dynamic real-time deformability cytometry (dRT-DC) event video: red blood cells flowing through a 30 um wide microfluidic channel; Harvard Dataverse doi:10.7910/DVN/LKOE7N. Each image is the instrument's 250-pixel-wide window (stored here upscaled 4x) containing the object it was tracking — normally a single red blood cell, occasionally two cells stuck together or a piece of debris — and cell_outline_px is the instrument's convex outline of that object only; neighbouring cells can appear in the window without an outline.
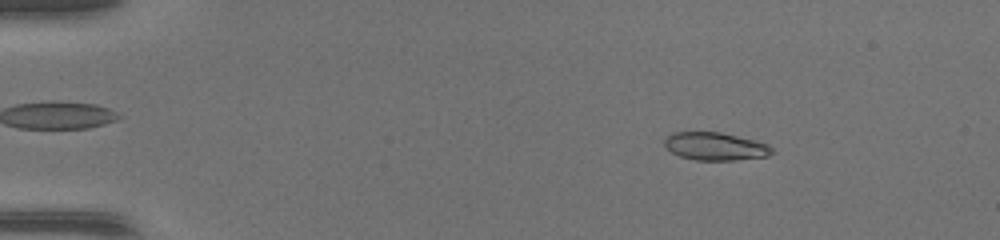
{"species": "common noctule bat (a hibernating species)", "species_latin": "Nyctalus noctula", "temperature_condition": "warm", "stored_images_in_passage": 47, "camera_frame_rate_fps": 3000, "um_per_image_px": 0.085, "animal": {"sex": "female", "body_mass_g": 17.0, "forearm_length_mm": 48.0}, "frame": {"image": 1, "passage_image": 7, "time_ms": 2.0, "image_size_px": [1000, 240], "cell_outline_px": [[772, 152], [768, 156], [732, 160], [696, 160], [680, 156], [672, 152], [664, 144], [664, 140], [672, 132], [720, 132], [768, 144], [772, 148]], "centroid_in_image_um": [60.77, 12.44], "position_along_channel_um": 24.2, "area_um2": 17.17}}
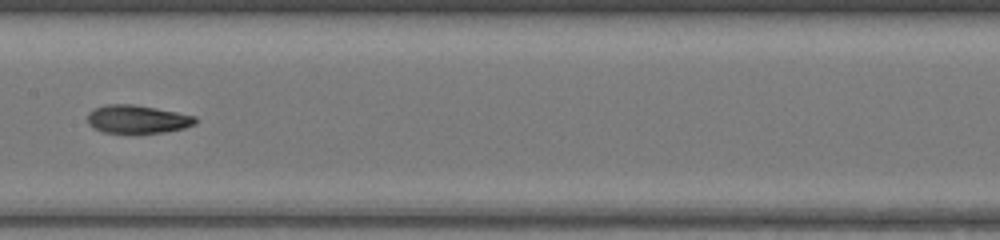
{"frame": {"image": 2, "passage_image": 25, "time_ms": 8.0, "image_size_px": [1000, 240], "cell_outline_px": [[196, 124], [184, 128], [164, 132], [104, 132], [92, 128], [88, 124], [88, 112], [92, 108], [104, 104], [132, 104], [156, 108], [196, 116]], "centroid_in_image_um": [11.64, 10.11], "position_along_channel_um": 195.8, "area_um2": 17.69}}
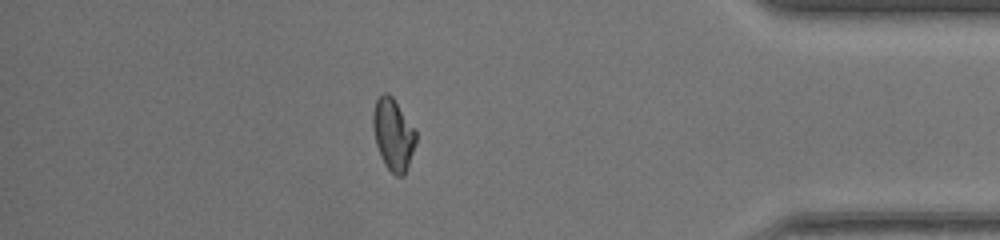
{"frame": {"image": 3, "passage_image": 41, "time_ms": 13.333, "image_size_px": [1000, 240], "cell_outline_px": [[416, 140], [404, 176], [396, 176], [384, 164], [380, 156], [376, 144], [372, 128], [372, 112], [376, 100], [384, 92], [388, 92], [392, 96], [416, 132]], "centroid_in_image_um": [33.38, 11.42], "position_along_channel_um": 401.8, "area_um2": 17.74}}